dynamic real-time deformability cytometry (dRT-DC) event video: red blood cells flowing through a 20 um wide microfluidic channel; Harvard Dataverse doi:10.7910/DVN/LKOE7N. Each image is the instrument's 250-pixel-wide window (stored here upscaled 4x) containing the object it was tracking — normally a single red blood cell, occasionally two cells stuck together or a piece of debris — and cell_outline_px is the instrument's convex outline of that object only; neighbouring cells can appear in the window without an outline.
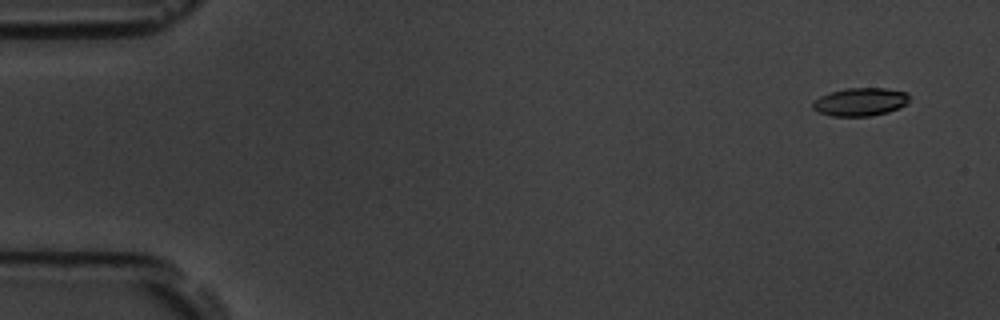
{"species": "common noctule bat (a hibernating species)", "species_latin": "Nyctalus noctula", "temperature_condition": "room temperature", "stored_images_in_passage": 6, "segment_of_instrument_passage": [1, 2], "camera_frame_rate_fps": 3000, "um_per_image_px": 0.085, "animal": {"sex": "male", "body_mass_g": 19.5, "forearm_length_mm": 54.6}, "frame": {"image": 1, "passage_image": 1, "time_ms": 0.0, "image_size_px": [1000, 320], "cell_outline_px": [[908, 100], [900, 108], [888, 112], [868, 116], [832, 116], [820, 112], [812, 108], [812, 104], [820, 96], [844, 88], [884, 88], [908, 92]], "centroid_in_image_um": [73.13, 8.65], "position_along_channel_um": 11.9, "area_um2": 15.66}}